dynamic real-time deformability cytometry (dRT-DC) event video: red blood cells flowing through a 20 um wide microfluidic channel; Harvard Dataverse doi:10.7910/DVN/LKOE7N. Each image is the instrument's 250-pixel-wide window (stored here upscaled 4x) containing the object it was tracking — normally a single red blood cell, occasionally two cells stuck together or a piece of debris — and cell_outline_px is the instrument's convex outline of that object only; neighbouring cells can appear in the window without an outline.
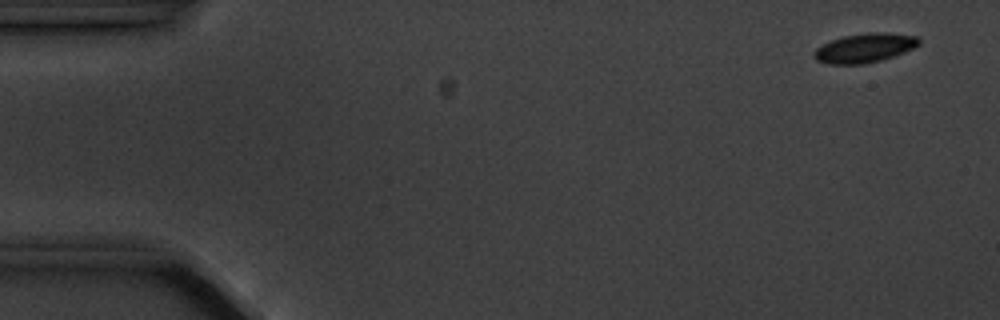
{"species": "common noctule bat (a hibernating species)", "species_latin": "Nyctalus noctula", "temperature_condition": "cold", "stored_images_in_passage": 8, "camera_frame_rate_fps": 3000, "um_per_image_px": 0.085, "animal": {"sex": "male", "body_mass_g": 20.1, "forearm_length_mm": 53.5}, "frame": {"image": 1, "passage_image": 1, "time_ms": 0.0, "image_size_px": [1000, 320], "cell_outline_px": [[920, 44], [904, 52], [880, 60], [860, 64], [828, 64], [816, 60], [812, 56], [812, 52], [820, 44], [840, 36], [868, 32], [888, 32], [916, 36], [920, 40]], "centroid_in_image_um": [73.43, 4.06], "position_along_channel_um": 11.6, "area_um2": 18.03}}
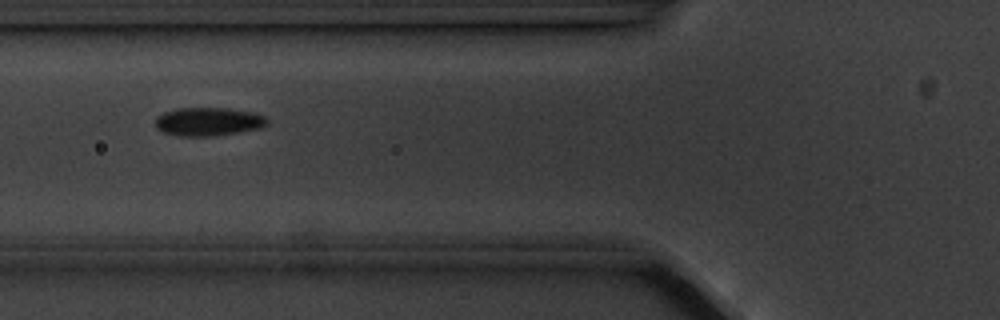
{"frame": {"image": 2, "passage_image": 6, "time_ms": 6.0, "image_size_px": [1000, 320], "cell_outline_px": [[268, 124], [260, 128], [212, 136], [180, 136], [164, 132], [156, 128], [156, 116], [164, 112], [176, 108], [228, 108], [252, 112], [264, 116], [268, 120]], "centroid_in_image_um": [17.69, 10.33], "position_along_channel_um": 108.1, "area_um2": 18.44}}
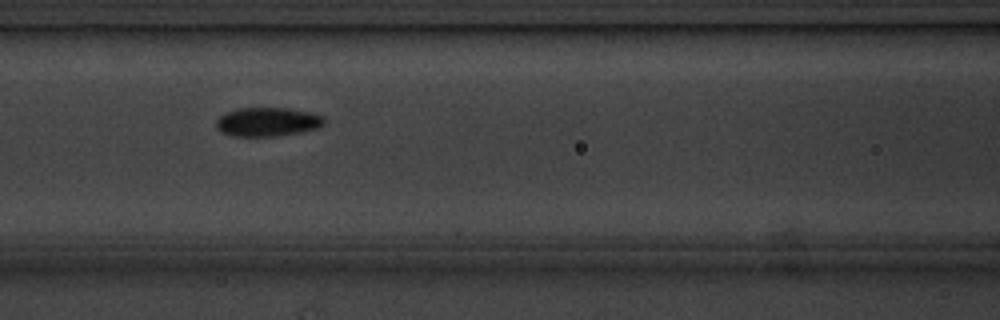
{"frame": {"image": 3, "passage_image": 7, "time_ms": 7.0, "image_size_px": [1000, 320], "cell_outline_px": [[324, 124], [316, 128], [300, 132], [276, 136], [232, 136], [220, 132], [216, 128], [216, 120], [224, 112], [236, 108], [288, 108], [312, 112], [324, 116]], "centroid_in_image_um": [22.7, 10.35], "position_along_channel_um": 143.9, "area_um2": 18.38}}